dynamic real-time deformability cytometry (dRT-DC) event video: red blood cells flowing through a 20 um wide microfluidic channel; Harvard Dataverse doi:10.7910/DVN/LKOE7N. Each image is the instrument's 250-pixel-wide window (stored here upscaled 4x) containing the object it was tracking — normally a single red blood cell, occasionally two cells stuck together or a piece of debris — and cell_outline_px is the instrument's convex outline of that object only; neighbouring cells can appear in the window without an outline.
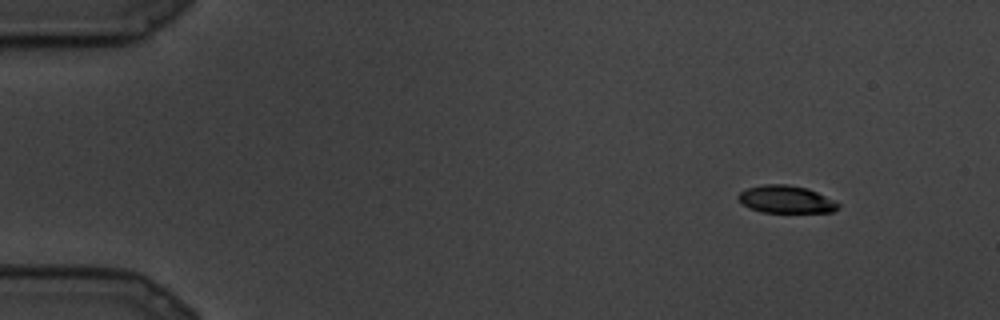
{"species": "common noctule bat (a hibernating species)", "species_latin": "Nyctalus noctula", "temperature_condition": "cold", "stored_images_in_passage": 10, "camera_frame_rate_fps": 3000, "um_per_image_px": 0.085, "animal": {"sex": "male", "body_mass_g": 19.5, "forearm_length_mm": 54.6}, "frame": {"image": 1, "passage_image": 1, "time_ms": 0.0, "image_size_px": [1000, 320], "cell_outline_px": [[840, 208], [832, 212], [760, 212], [744, 204], [736, 196], [740, 192], [748, 188], [764, 184], [788, 184], [808, 188], [836, 200], [840, 204]], "centroid_in_image_um": [66.87, 16.94], "position_along_channel_um": 18.1, "area_um2": 16.07}}
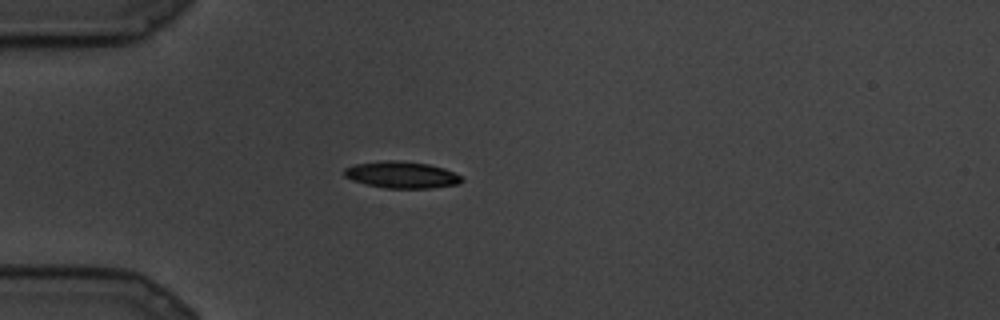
{"frame": {"image": 2, "passage_image": 6, "time_ms": 1.667, "image_size_px": [1000, 320], "cell_outline_px": [[464, 180], [460, 184], [432, 188], [384, 188], [352, 180], [344, 176], [344, 168], [356, 164], [388, 160], [396, 160], [428, 164], [444, 168], [460, 176]], "centroid_in_image_um": [34.15, 14.86], "position_along_channel_um": 50.8, "area_um2": 18.15}}
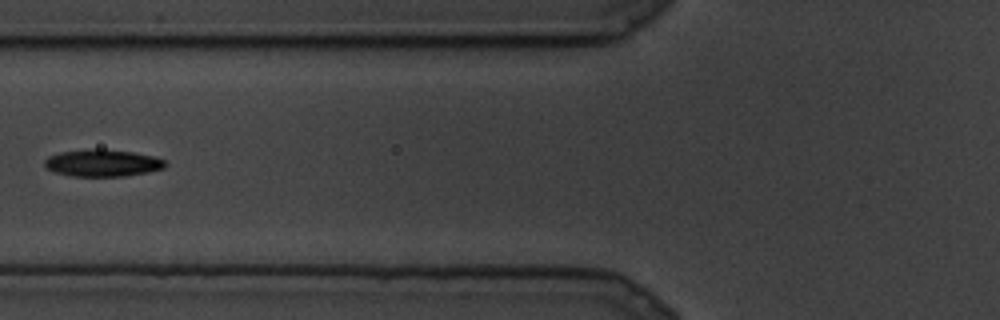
{"frame": {"image": 3, "passage_image": 9, "time_ms": 2.667, "image_size_px": [1000, 320], "cell_outline_px": [[168, 164], [164, 168], [148, 172], [124, 176], [72, 176], [56, 172], [44, 168], [44, 160], [48, 156], [60, 152], [88, 148], [100, 148], [132, 152], [156, 156], [164, 160]], "centroid_in_image_um": [8.71, 13.84], "position_along_channel_um": 117.1, "area_um2": 19.31}}